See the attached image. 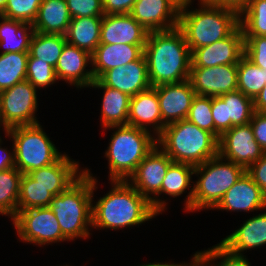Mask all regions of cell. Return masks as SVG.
I'll list each match as a JSON object with an SVG mask.
<instances>
[{
	"mask_svg": "<svg viewBox=\"0 0 266 266\" xmlns=\"http://www.w3.org/2000/svg\"><path fill=\"white\" fill-rule=\"evenodd\" d=\"M85 171L93 178L92 189V228L116 231L140 226L159 214L151 203L143 197L128 181L111 180V189L103 197L94 201L98 179L90 169Z\"/></svg>",
	"mask_w": 266,
	"mask_h": 266,
	"instance_id": "cell-1",
	"label": "cell"
},
{
	"mask_svg": "<svg viewBox=\"0 0 266 266\" xmlns=\"http://www.w3.org/2000/svg\"><path fill=\"white\" fill-rule=\"evenodd\" d=\"M148 78L152 87L189 79L191 51L178 28L150 31L144 46Z\"/></svg>",
	"mask_w": 266,
	"mask_h": 266,
	"instance_id": "cell-2",
	"label": "cell"
},
{
	"mask_svg": "<svg viewBox=\"0 0 266 266\" xmlns=\"http://www.w3.org/2000/svg\"><path fill=\"white\" fill-rule=\"evenodd\" d=\"M198 5V9L187 6L179 10L178 28L183 32L190 51L228 37L239 26L237 9L201 0H198Z\"/></svg>",
	"mask_w": 266,
	"mask_h": 266,
	"instance_id": "cell-3",
	"label": "cell"
},
{
	"mask_svg": "<svg viewBox=\"0 0 266 266\" xmlns=\"http://www.w3.org/2000/svg\"><path fill=\"white\" fill-rule=\"evenodd\" d=\"M219 140L209 131L187 119L164 127L157 136V145L173 162L193 167L218 155Z\"/></svg>",
	"mask_w": 266,
	"mask_h": 266,
	"instance_id": "cell-4",
	"label": "cell"
},
{
	"mask_svg": "<svg viewBox=\"0 0 266 266\" xmlns=\"http://www.w3.org/2000/svg\"><path fill=\"white\" fill-rule=\"evenodd\" d=\"M112 130L107 150L109 180L127 181L137 166L157 145V137L150 131L130 125L110 126ZM115 129V130H114Z\"/></svg>",
	"mask_w": 266,
	"mask_h": 266,
	"instance_id": "cell-5",
	"label": "cell"
},
{
	"mask_svg": "<svg viewBox=\"0 0 266 266\" xmlns=\"http://www.w3.org/2000/svg\"><path fill=\"white\" fill-rule=\"evenodd\" d=\"M92 189L93 178L85 171L50 203L62 234L69 241L89 239L92 235Z\"/></svg>",
	"mask_w": 266,
	"mask_h": 266,
	"instance_id": "cell-6",
	"label": "cell"
},
{
	"mask_svg": "<svg viewBox=\"0 0 266 266\" xmlns=\"http://www.w3.org/2000/svg\"><path fill=\"white\" fill-rule=\"evenodd\" d=\"M246 170L219 154L194 168L192 212L213 210ZM200 175V176H199Z\"/></svg>",
	"mask_w": 266,
	"mask_h": 266,
	"instance_id": "cell-7",
	"label": "cell"
},
{
	"mask_svg": "<svg viewBox=\"0 0 266 266\" xmlns=\"http://www.w3.org/2000/svg\"><path fill=\"white\" fill-rule=\"evenodd\" d=\"M14 145L15 167L22 173L55 163L62 155L40 123L6 130Z\"/></svg>",
	"mask_w": 266,
	"mask_h": 266,
	"instance_id": "cell-8",
	"label": "cell"
},
{
	"mask_svg": "<svg viewBox=\"0 0 266 266\" xmlns=\"http://www.w3.org/2000/svg\"><path fill=\"white\" fill-rule=\"evenodd\" d=\"M16 229L19 242L38 246L52 245V243L68 242L62 234L60 225L50 207L17 210L11 219Z\"/></svg>",
	"mask_w": 266,
	"mask_h": 266,
	"instance_id": "cell-9",
	"label": "cell"
},
{
	"mask_svg": "<svg viewBox=\"0 0 266 266\" xmlns=\"http://www.w3.org/2000/svg\"><path fill=\"white\" fill-rule=\"evenodd\" d=\"M172 163V159L156 145L127 180L151 203L152 208L159 215L167 210L168 204L160 197V190L166 172Z\"/></svg>",
	"mask_w": 266,
	"mask_h": 266,
	"instance_id": "cell-10",
	"label": "cell"
},
{
	"mask_svg": "<svg viewBox=\"0 0 266 266\" xmlns=\"http://www.w3.org/2000/svg\"><path fill=\"white\" fill-rule=\"evenodd\" d=\"M37 89L27 80L16 83L0 92V117L4 133L6 130L40 123Z\"/></svg>",
	"mask_w": 266,
	"mask_h": 266,
	"instance_id": "cell-11",
	"label": "cell"
},
{
	"mask_svg": "<svg viewBox=\"0 0 266 266\" xmlns=\"http://www.w3.org/2000/svg\"><path fill=\"white\" fill-rule=\"evenodd\" d=\"M212 117L214 122V136H220L233 126L249 124L254 110L253 99L236 90L212 97Z\"/></svg>",
	"mask_w": 266,
	"mask_h": 266,
	"instance_id": "cell-12",
	"label": "cell"
},
{
	"mask_svg": "<svg viewBox=\"0 0 266 266\" xmlns=\"http://www.w3.org/2000/svg\"><path fill=\"white\" fill-rule=\"evenodd\" d=\"M218 154L247 170L265 154V151L255 140L249 123L233 126L225 131L219 139Z\"/></svg>",
	"mask_w": 266,
	"mask_h": 266,
	"instance_id": "cell-13",
	"label": "cell"
},
{
	"mask_svg": "<svg viewBox=\"0 0 266 266\" xmlns=\"http://www.w3.org/2000/svg\"><path fill=\"white\" fill-rule=\"evenodd\" d=\"M244 56V36L240 25L226 38L191 51V68L238 64Z\"/></svg>",
	"mask_w": 266,
	"mask_h": 266,
	"instance_id": "cell-14",
	"label": "cell"
},
{
	"mask_svg": "<svg viewBox=\"0 0 266 266\" xmlns=\"http://www.w3.org/2000/svg\"><path fill=\"white\" fill-rule=\"evenodd\" d=\"M189 80L196 95L219 97L238 90V64L191 68Z\"/></svg>",
	"mask_w": 266,
	"mask_h": 266,
	"instance_id": "cell-15",
	"label": "cell"
},
{
	"mask_svg": "<svg viewBox=\"0 0 266 266\" xmlns=\"http://www.w3.org/2000/svg\"><path fill=\"white\" fill-rule=\"evenodd\" d=\"M91 64L90 53L66 43L55 66L57 83L62 80L76 89L89 88L95 80Z\"/></svg>",
	"mask_w": 266,
	"mask_h": 266,
	"instance_id": "cell-16",
	"label": "cell"
},
{
	"mask_svg": "<svg viewBox=\"0 0 266 266\" xmlns=\"http://www.w3.org/2000/svg\"><path fill=\"white\" fill-rule=\"evenodd\" d=\"M159 99L162 122L165 125L187 119L196 96L190 80L153 87Z\"/></svg>",
	"mask_w": 266,
	"mask_h": 266,
	"instance_id": "cell-17",
	"label": "cell"
},
{
	"mask_svg": "<svg viewBox=\"0 0 266 266\" xmlns=\"http://www.w3.org/2000/svg\"><path fill=\"white\" fill-rule=\"evenodd\" d=\"M179 8L171 0H136L129 13L148 32L178 27Z\"/></svg>",
	"mask_w": 266,
	"mask_h": 266,
	"instance_id": "cell-18",
	"label": "cell"
},
{
	"mask_svg": "<svg viewBox=\"0 0 266 266\" xmlns=\"http://www.w3.org/2000/svg\"><path fill=\"white\" fill-rule=\"evenodd\" d=\"M99 80L105 86L117 89L130 97L152 87L144 54L138 60L106 71Z\"/></svg>",
	"mask_w": 266,
	"mask_h": 266,
	"instance_id": "cell-19",
	"label": "cell"
},
{
	"mask_svg": "<svg viewBox=\"0 0 266 266\" xmlns=\"http://www.w3.org/2000/svg\"><path fill=\"white\" fill-rule=\"evenodd\" d=\"M80 170V171H79ZM79 161L71 159L68 154H64L53 164L35 169L28 174L42 187L54 196L65 191L83 173Z\"/></svg>",
	"mask_w": 266,
	"mask_h": 266,
	"instance_id": "cell-20",
	"label": "cell"
},
{
	"mask_svg": "<svg viewBox=\"0 0 266 266\" xmlns=\"http://www.w3.org/2000/svg\"><path fill=\"white\" fill-rule=\"evenodd\" d=\"M230 212H254L266 209V197L259 186L245 172L243 176L224 194L213 210Z\"/></svg>",
	"mask_w": 266,
	"mask_h": 266,
	"instance_id": "cell-21",
	"label": "cell"
},
{
	"mask_svg": "<svg viewBox=\"0 0 266 266\" xmlns=\"http://www.w3.org/2000/svg\"><path fill=\"white\" fill-rule=\"evenodd\" d=\"M148 33L130 14L103 15L100 44L145 45Z\"/></svg>",
	"mask_w": 266,
	"mask_h": 266,
	"instance_id": "cell-22",
	"label": "cell"
},
{
	"mask_svg": "<svg viewBox=\"0 0 266 266\" xmlns=\"http://www.w3.org/2000/svg\"><path fill=\"white\" fill-rule=\"evenodd\" d=\"M128 125L150 131L156 137L166 126L162 122L159 99L153 87L130 98Z\"/></svg>",
	"mask_w": 266,
	"mask_h": 266,
	"instance_id": "cell-23",
	"label": "cell"
},
{
	"mask_svg": "<svg viewBox=\"0 0 266 266\" xmlns=\"http://www.w3.org/2000/svg\"><path fill=\"white\" fill-rule=\"evenodd\" d=\"M266 209L263 213L250 217L242 226L219 242L228 252L244 256V251L258 249L266 245Z\"/></svg>",
	"mask_w": 266,
	"mask_h": 266,
	"instance_id": "cell-24",
	"label": "cell"
},
{
	"mask_svg": "<svg viewBox=\"0 0 266 266\" xmlns=\"http://www.w3.org/2000/svg\"><path fill=\"white\" fill-rule=\"evenodd\" d=\"M145 45L99 44L91 54L94 79L106 71L138 60L144 54Z\"/></svg>",
	"mask_w": 266,
	"mask_h": 266,
	"instance_id": "cell-25",
	"label": "cell"
},
{
	"mask_svg": "<svg viewBox=\"0 0 266 266\" xmlns=\"http://www.w3.org/2000/svg\"><path fill=\"white\" fill-rule=\"evenodd\" d=\"M102 89L101 128L128 125L130 96L105 86L99 79H95L89 88Z\"/></svg>",
	"mask_w": 266,
	"mask_h": 266,
	"instance_id": "cell-26",
	"label": "cell"
},
{
	"mask_svg": "<svg viewBox=\"0 0 266 266\" xmlns=\"http://www.w3.org/2000/svg\"><path fill=\"white\" fill-rule=\"evenodd\" d=\"M71 19L66 0H43L33 28L43 34L66 35Z\"/></svg>",
	"mask_w": 266,
	"mask_h": 266,
	"instance_id": "cell-27",
	"label": "cell"
},
{
	"mask_svg": "<svg viewBox=\"0 0 266 266\" xmlns=\"http://www.w3.org/2000/svg\"><path fill=\"white\" fill-rule=\"evenodd\" d=\"M194 168L195 167L188 164L173 162L166 172L160 190V196L162 194H165L172 198L179 197L183 193L185 194L187 192V189L190 190L185 196V205L183 208L185 212L188 213L192 212V185H194L192 176L194 175Z\"/></svg>",
	"mask_w": 266,
	"mask_h": 266,
	"instance_id": "cell-28",
	"label": "cell"
},
{
	"mask_svg": "<svg viewBox=\"0 0 266 266\" xmlns=\"http://www.w3.org/2000/svg\"><path fill=\"white\" fill-rule=\"evenodd\" d=\"M33 24L3 17L0 21V53H29Z\"/></svg>",
	"mask_w": 266,
	"mask_h": 266,
	"instance_id": "cell-29",
	"label": "cell"
},
{
	"mask_svg": "<svg viewBox=\"0 0 266 266\" xmlns=\"http://www.w3.org/2000/svg\"><path fill=\"white\" fill-rule=\"evenodd\" d=\"M103 17L72 18L66 33L67 43L92 54L100 44Z\"/></svg>",
	"mask_w": 266,
	"mask_h": 266,
	"instance_id": "cell-30",
	"label": "cell"
},
{
	"mask_svg": "<svg viewBox=\"0 0 266 266\" xmlns=\"http://www.w3.org/2000/svg\"><path fill=\"white\" fill-rule=\"evenodd\" d=\"M66 43L65 35L34 32L30 41L29 54L38 61L47 62L55 68Z\"/></svg>",
	"mask_w": 266,
	"mask_h": 266,
	"instance_id": "cell-31",
	"label": "cell"
},
{
	"mask_svg": "<svg viewBox=\"0 0 266 266\" xmlns=\"http://www.w3.org/2000/svg\"><path fill=\"white\" fill-rule=\"evenodd\" d=\"M22 173L16 168L0 171V214L12 219L18 210Z\"/></svg>",
	"mask_w": 266,
	"mask_h": 266,
	"instance_id": "cell-32",
	"label": "cell"
},
{
	"mask_svg": "<svg viewBox=\"0 0 266 266\" xmlns=\"http://www.w3.org/2000/svg\"><path fill=\"white\" fill-rule=\"evenodd\" d=\"M29 53H0V92L26 80Z\"/></svg>",
	"mask_w": 266,
	"mask_h": 266,
	"instance_id": "cell-33",
	"label": "cell"
},
{
	"mask_svg": "<svg viewBox=\"0 0 266 266\" xmlns=\"http://www.w3.org/2000/svg\"><path fill=\"white\" fill-rule=\"evenodd\" d=\"M243 36H266V0H249L239 11Z\"/></svg>",
	"mask_w": 266,
	"mask_h": 266,
	"instance_id": "cell-34",
	"label": "cell"
},
{
	"mask_svg": "<svg viewBox=\"0 0 266 266\" xmlns=\"http://www.w3.org/2000/svg\"><path fill=\"white\" fill-rule=\"evenodd\" d=\"M265 84L266 70L243 56L238 63V90L254 100Z\"/></svg>",
	"mask_w": 266,
	"mask_h": 266,
	"instance_id": "cell-35",
	"label": "cell"
},
{
	"mask_svg": "<svg viewBox=\"0 0 266 266\" xmlns=\"http://www.w3.org/2000/svg\"><path fill=\"white\" fill-rule=\"evenodd\" d=\"M54 195L47 188L37 184L29 175L23 174L20 180L18 210L49 207Z\"/></svg>",
	"mask_w": 266,
	"mask_h": 266,
	"instance_id": "cell-36",
	"label": "cell"
},
{
	"mask_svg": "<svg viewBox=\"0 0 266 266\" xmlns=\"http://www.w3.org/2000/svg\"><path fill=\"white\" fill-rule=\"evenodd\" d=\"M26 80L37 90L46 89L58 81L55 68L47 62L38 61L30 54L27 60Z\"/></svg>",
	"mask_w": 266,
	"mask_h": 266,
	"instance_id": "cell-37",
	"label": "cell"
},
{
	"mask_svg": "<svg viewBox=\"0 0 266 266\" xmlns=\"http://www.w3.org/2000/svg\"><path fill=\"white\" fill-rule=\"evenodd\" d=\"M196 253L205 262L206 266H251V262L248 261L249 259L245 255H234L219 243L207 250L197 251Z\"/></svg>",
	"mask_w": 266,
	"mask_h": 266,
	"instance_id": "cell-38",
	"label": "cell"
},
{
	"mask_svg": "<svg viewBox=\"0 0 266 266\" xmlns=\"http://www.w3.org/2000/svg\"><path fill=\"white\" fill-rule=\"evenodd\" d=\"M212 97L196 95L193 98L187 120L214 135Z\"/></svg>",
	"mask_w": 266,
	"mask_h": 266,
	"instance_id": "cell-39",
	"label": "cell"
},
{
	"mask_svg": "<svg viewBox=\"0 0 266 266\" xmlns=\"http://www.w3.org/2000/svg\"><path fill=\"white\" fill-rule=\"evenodd\" d=\"M42 2L43 0H7L3 16L33 24Z\"/></svg>",
	"mask_w": 266,
	"mask_h": 266,
	"instance_id": "cell-40",
	"label": "cell"
},
{
	"mask_svg": "<svg viewBox=\"0 0 266 266\" xmlns=\"http://www.w3.org/2000/svg\"><path fill=\"white\" fill-rule=\"evenodd\" d=\"M244 56L266 70V36H244Z\"/></svg>",
	"mask_w": 266,
	"mask_h": 266,
	"instance_id": "cell-41",
	"label": "cell"
},
{
	"mask_svg": "<svg viewBox=\"0 0 266 266\" xmlns=\"http://www.w3.org/2000/svg\"><path fill=\"white\" fill-rule=\"evenodd\" d=\"M70 16L103 17V0H66Z\"/></svg>",
	"mask_w": 266,
	"mask_h": 266,
	"instance_id": "cell-42",
	"label": "cell"
},
{
	"mask_svg": "<svg viewBox=\"0 0 266 266\" xmlns=\"http://www.w3.org/2000/svg\"><path fill=\"white\" fill-rule=\"evenodd\" d=\"M246 173L259 186L266 197V153L255 163H253Z\"/></svg>",
	"mask_w": 266,
	"mask_h": 266,
	"instance_id": "cell-43",
	"label": "cell"
},
{
	"mask_svg": "<svg viewBox=\"0 0 266 266\" xmlns=\"http://www.w3.org/2000/svg\"><path fill=\"white\" fill-rule=\"evenodd\" d=\"M254 138L266 153V113L255 112L250 121Z\"/></svg>",
	"mask_w": 266,
	"mask_h": 266,
	"instance_id": "cell-44",
	"label": "cell"
},
{
	"mask_svg": "<svg viewBox=\"0 0 266 266\" xmlns=\"http://www.w3.org/2000/svg\"><path fill=\"white\" fill-rule=\"evenodd\" d=\"M136 0H103L104 15L129 14Z\"/></svg>",
	"mask_w": 266,
	"mask_h": 266,
	"instance_id": "cell-45",
	"label": "cell"
},
{
	"mask_svg": "<svg viewBox=\"0 0 266 266\" xmlns=\"http://www.w3.org/2000/svg\"><path fill=\"white\" fill-rule=\"evenodd\" d=\"M3 137L0 135V171H4L10 168L15 167V154H14V145L12 142V150L7 148H2Z\"/></svg>",
	"mask_w": 266,
	"mask_h": 266,
	"instance_id": "cell-46",
	"label": "cell"
},
{
	"mask_svg": "<svg viewBox=\"0 0 266 266\" xmlns=\"http://www.w3.org/2000/svg\"><path fill=\"white\" fill-rule=\"evenodd\" d=\"M204 3L211 5L228 6L240 11L249 0H201Z\"/></svg>",
	"mask_w": 266,
	"mask_h": 266,
	"instance_id": "cell-47",
	"label": "cell"
},
{
	"mask_svg": "<svg viewBox=\"0 0 266 266\" xmlns=\"http://www.w3.org/2000/svg\"><path fill=\"white\" fill-rule=\"evenodd\" d=\"M253 102L255 112L266 113V84Z\"/></svg>",
	"mask_w": 266,
	"mask_h": 266,
	"instance_id": "cell-48",
	"label": "cell"
},
{
	"mask_svg": "<svg viewBox=\"0 0 266 266\" xmlns=\"http://www.w3.org/2000/svg\"><path fill=\"white\" fill-rule=\"evenodd\" d=\"M170 266H206L205 262L201 259V257L195 253L193 254L190 263L182 262V263H173Z\"/></svg>",
	"mask_w": 266,
	"mask_h": 266,
	"instance_id": "cell-49",
	"label": "cell"
},
{
	"mask_svg": "<svg viewBox=\"0 0 266 266\" xmlns=\"http://www.w3.org/2000/svg\"><path fill=\"white\" fill-rule=\"evenodd\" d=\"M175 6L179 9L190 6L193 4L194 0H171Z\"/></svg>",
	"mask_w": 266,
	"mask_h": 266,
	"instance_id": "cell-50",
	"label": "cell"
},
{
	"mask_svg": "<svg viewBox=\"0 0 266 266\" xmlns=\"http://www.w3.org/2000/svg\"><path fill=\"white\" fill-rule=\"evenodd\" d=\"M172 263L170 262H165V263H163V262H154V263H142V264H140V265H138V266H170Z\"/></svg>",
	"mask_w": 266,
	"mask_h": 266,
	"instance_id": "cell-51",
	"label": "cell"
},
{
	"mask_svg": "<svg viewBox=\"0 0 266 266\" xmlns=\"http://www.w3.org/2000/svg\"><path fill=\"white\" fill-rule=\"evenodd\" d=\"M7 0H0V13L3 14L4 9L6 7Z\"/></svg>",
	"mask_w": 266,
	"mask_h": 266,
	"instance_id": "cell-52",
	"label": "cell"
},
{
	"mask_svg": "<svg viewBox=\"0 0 266 266\" xmlns=\"http://www.w3.org/2000/svg\"><path fill=\"white\" fill-rule=\"evenodd\" d=\"M1 127H2V129H3V126H2V120H1V117H0V130H2Z\"/></svg>",
	"mask_w": 266,
	"mask_h": 266,
	"instance_id": "cell-53",
	"label": "cell"
},
{
	"mask_svg": "<svg viewBox=\"0 0 266 266\" xmlns=\"http://www.w3.org/2000/svg\"><path fill=\"white\" fill-rule=\"evenodd\" d=\"M4 16H3V14L2 13H0V21H1V19L3 18Z\"/></svg>",
	"mask_w": 266,
	"mask_h": 266,
	"instance_id": "cell-54",
	"label": "cell"
}]
</instances>
